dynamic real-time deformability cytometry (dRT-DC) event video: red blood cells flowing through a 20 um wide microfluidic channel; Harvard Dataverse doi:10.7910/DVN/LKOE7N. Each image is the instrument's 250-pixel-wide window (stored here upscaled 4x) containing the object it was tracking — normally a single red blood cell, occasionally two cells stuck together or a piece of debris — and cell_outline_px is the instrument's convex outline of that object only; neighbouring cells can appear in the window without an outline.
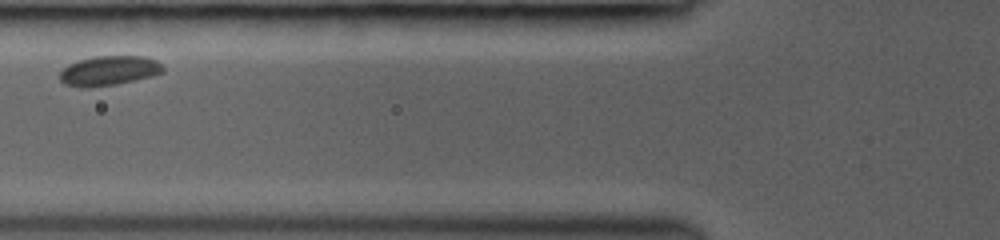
{"species": "common noctule bat (a hibernating species)", "species_latin": "Nyctalus noctula", "temperature_condition": "room temperature", "stored_images_in_passage": 29, "segment_of_instrument_passage": [2, 2], "camera_frame_rate_fps": 3000, "um_per_image_px": 0.085, "animal": {"sex": "female", "body_mass_g": 19.0, "forearm_length_mm": 53.3}, "frame": {"image": 1, "passage_image": 6, "time_ms": 2.0, "image_size_px": [1000, 240], "cell_outline_px": [[164, 72], [136, 80], [116, 84], [88, 88], [80, 88], [64, 84], [60, 80], [60, 72], [68, 64], [76, 60], [92, 56], [144, 56], [156, 60], [164, 68]], "centroid_in_image_um": [9.22, 6.01], "position_along_channel_um": 116.6, "area_um2": 18.03}}
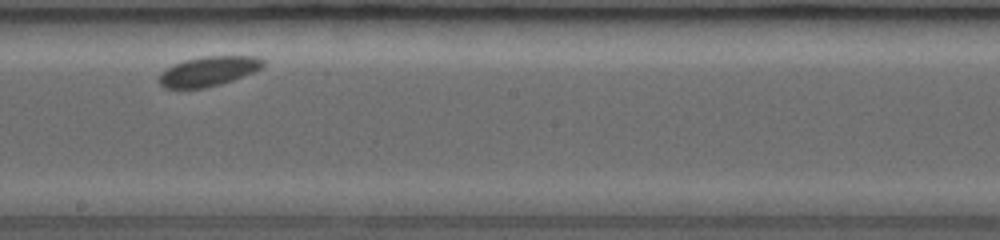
{"frame": {"image": 2, "passage_image": 15, "time_ms": 5.0, "image_size_px": [1000, 240], "cell_outline_px": [[264, 64], [260, 68], [252, 72], [232, 80], [220, 84], [204, 88], [164, 88], [156, 80], [160, 72], [172, 64], [184, 60], [204, 56], [256, 56], [264, 60]], "centroid_in_image_um": [17.65, 6.05], "position_along_channel_um": 230.6, "area_um2": 18.03}}
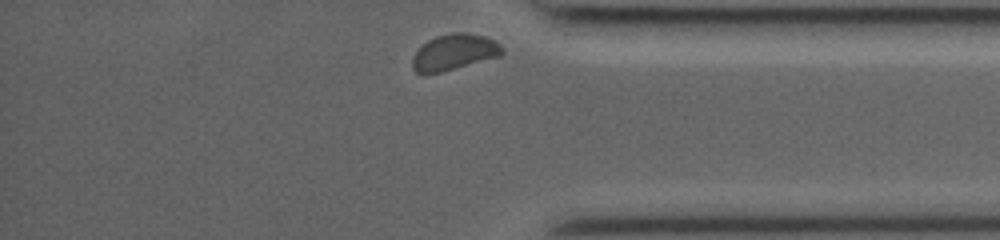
{"frame": {"image": 3, "passage_image": 29, "time_ms": 9.333, "image_size_px": [1000, 240], "cell_outline_px": [[504, 52], [500, 56], [440, 72], [416, 72], [412, 68], [412, 56], [428, 40], [436, 36], [452, 32], [464, 32], [484, 36], [496, 40], [504, 48]], "centroid_in_image_um": [38.64, 4.41], "position_along_channel_um": 396.6, "area_um2": 18.61}}